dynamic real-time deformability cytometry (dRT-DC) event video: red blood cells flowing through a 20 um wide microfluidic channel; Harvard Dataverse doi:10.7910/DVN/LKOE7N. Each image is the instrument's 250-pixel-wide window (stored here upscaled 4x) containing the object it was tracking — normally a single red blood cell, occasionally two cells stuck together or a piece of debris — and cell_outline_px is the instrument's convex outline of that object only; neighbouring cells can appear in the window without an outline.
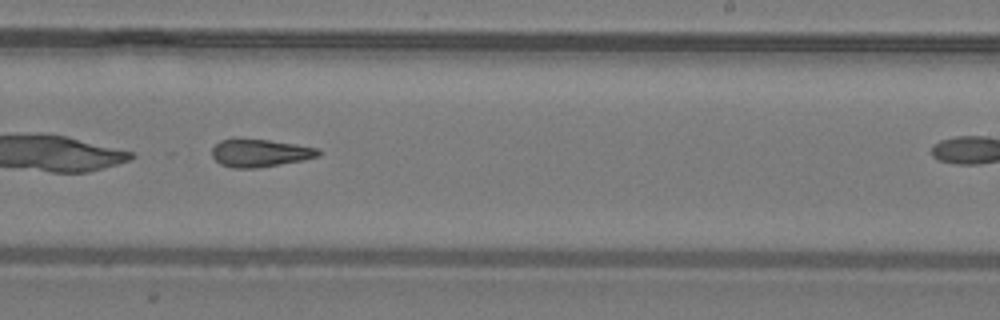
{"species": "common noctule bat (a hibernating species)", "species_latin": "Nyctalus noctula", "temperature_condition": "warm", "stored_images_in_passage": 28, "camera_frame_rate_fps": 3000, "um_per_image_px": 0.085, "animal": {"sex": "male", "body_mass_g": 19.2, "forearm_length_mm": 51.8}, "frame": {"image": 1, "passage_image": 20, "time_ms": 6.333, "image_size_px": [1000, 320], "cell_outline_px": [[320, 156], [304, 160], [256, 168], [232, 168], [220, 164], [212, 156], [212, 148], [220, 140], [232, 136], [236, 136], [268, 140], [296, 144], [320, 148]], "centroid_in_image_um": [22.06, 12.97], "position_along_channel_um": 266.9, "area_um2": 17.74}}